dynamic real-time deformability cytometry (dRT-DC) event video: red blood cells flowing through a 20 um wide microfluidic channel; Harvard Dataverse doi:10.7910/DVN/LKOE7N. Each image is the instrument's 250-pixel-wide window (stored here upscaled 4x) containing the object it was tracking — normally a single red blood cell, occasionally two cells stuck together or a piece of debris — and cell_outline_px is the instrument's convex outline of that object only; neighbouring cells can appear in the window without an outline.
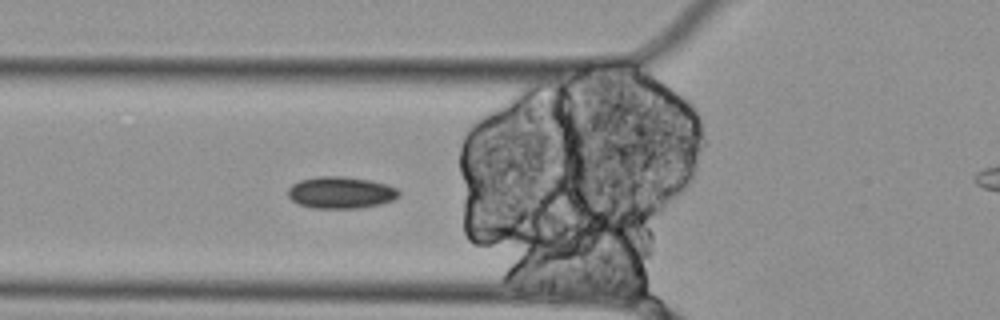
{"species": "Egyptian fruit bat (a non-hibernating species)", "species_latin": "Rousettus aegyptiacus", "temperature_condition": "cold", "stored_images_in_passage": 12, "segment_of_instrument_passage": [2, 2], "camera_frame_rate_fps": 3000, "um_per_image_px": 0.085, "animal": {"sex": "female"}, "frame": {"image": 1, "passage_image": 8, "time_ms": 2.333, "image_size_px": [1000, 320], "cell_outline_px": [[400, 196], [392, 200], [380, 204], [360, 208], [312, 208], [300, 204], [292, 200], [288, 196], [288, 188], [292, 184], [300, 180], [320, 176], [344, 176], [372, 180], [388, 184], [400, 188]], "centroid_in_image_um": [29.01, 16.36], "position_along_channel_um": 96.8, "area_um2": 20.81}}